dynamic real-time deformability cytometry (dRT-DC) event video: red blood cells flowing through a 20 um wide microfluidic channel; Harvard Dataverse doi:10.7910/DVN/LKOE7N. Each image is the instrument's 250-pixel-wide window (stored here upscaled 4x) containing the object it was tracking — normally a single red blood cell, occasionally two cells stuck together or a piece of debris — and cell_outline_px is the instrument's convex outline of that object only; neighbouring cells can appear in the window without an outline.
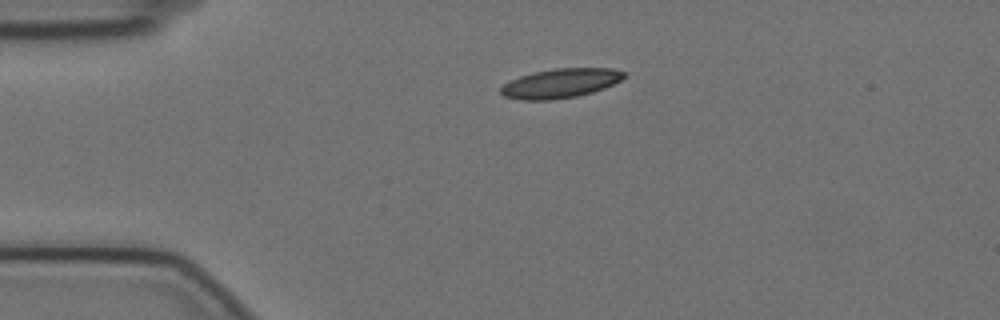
{"species": "Egyptian fruit bat (a non-hibernating species)", "species_latin": "Rousettus aegyptiacus", "temperature_condition": "cold", "stored_images_in_passage": 22, "camera_frame_rate_fps": 3000, "um_per_image_px": 0.085, "animal": {"sex": "female"}, "frame": {"image": 1, "passage_image": 1, "time_ms": 0.0, "image_size_px": [1000, 320], "cell_outline_px": [[624, 76], [620, 80], [604, 88], [592, 92], [576, 96], [552, 100], [520, 100], [504, 96], [500, 92], [500, 88], [504, 84], [520, 76], [536, 72], [556, 68], [612, 68], [624, 72]], "centroid_in_image_um": [47.62, 7.08], "position_along_channel_um": 37.4, "area_um2": 20.81}}
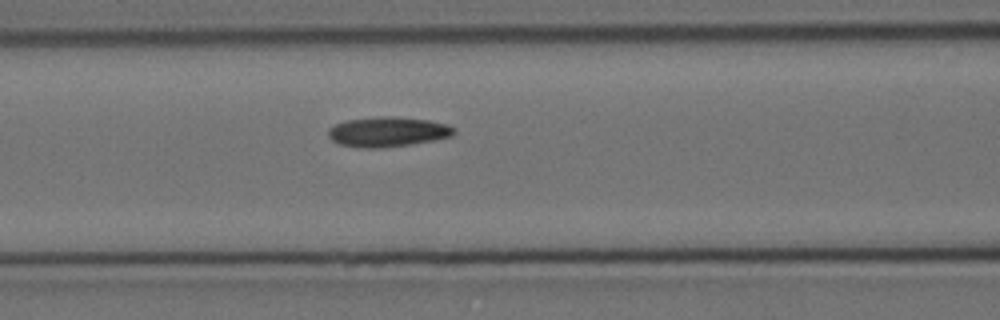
{"frame": {"image": 2, "passage_image": 12, "time_ms": 3.667, "image_size_px": [1000, 320], "cell_outline_px": [[456, 132], [452, 136], [412, 144], [380, 148], [364, 148], [340, 144], [332, 140], [328, 136], [328, 128], [336, 124], [348, 120], [380, 116], [392, 116], [428, 120], [448, 124], [456, 128]], "centroid_in_image_um": [32.98, 11.2], "position_along_channel_um": 133.6, "area_um2": 21.91}}
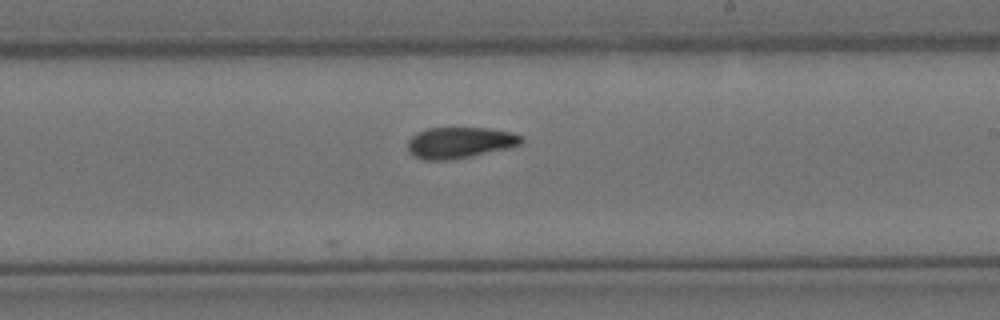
{"frame": {"image": 3, "passage_image": 22, "time_ms": 7.0, "image_size_px": [1000, 320], "cell_outline_px": [[524, 140], [520, 144], [508, 148], [448, 160], [424, 160], [408, 152], [408, 140], [416, 132], [428, 128], [488, 128], [512, 132], [524, 136]], "centroid_in_image_um": [39.08, 12.11], "position_along_channel_um": 249.9, "area_um2": 20.52}}